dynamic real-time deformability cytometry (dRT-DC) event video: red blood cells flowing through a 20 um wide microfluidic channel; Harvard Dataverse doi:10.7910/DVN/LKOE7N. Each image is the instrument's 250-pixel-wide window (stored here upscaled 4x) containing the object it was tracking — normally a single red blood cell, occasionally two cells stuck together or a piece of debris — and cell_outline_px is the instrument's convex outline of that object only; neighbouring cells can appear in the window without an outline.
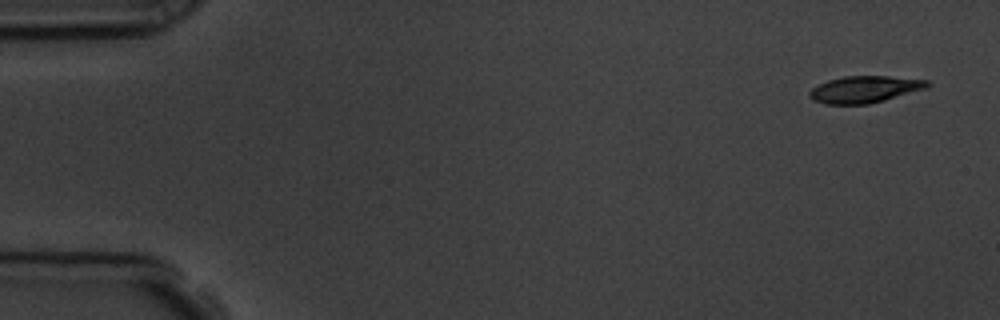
{"species": "common noctule bat (a hibernating species)", "species_latin": "Nyctalus noctula", "temperature_condition": "room temperature", "stored_images_in_passage": 5, "camera_frame_rate_fps": 3000, "um_per_image_px": 0.085, "animal": {"sex": "male", "body_mass_g": 19.5, "forearm_length_mm": 54.6}, "frame": {"image": 1, "passage_image": 1, "time_ms": 0.0, "image_size_px": [1000, 320], "cell_outline_px": [[932, 84], [928, 88], [884, 100], [868, 104], [824, 104], [812, 100], [808, 96], [808, 92], [812, 88], [828, 80], [844, 76], [888, 76], [928, 80]], "centroid_in_image_um": [73.5, 7.59], "position_along_channel_um": 11.5, "area_um2": 18.5}}